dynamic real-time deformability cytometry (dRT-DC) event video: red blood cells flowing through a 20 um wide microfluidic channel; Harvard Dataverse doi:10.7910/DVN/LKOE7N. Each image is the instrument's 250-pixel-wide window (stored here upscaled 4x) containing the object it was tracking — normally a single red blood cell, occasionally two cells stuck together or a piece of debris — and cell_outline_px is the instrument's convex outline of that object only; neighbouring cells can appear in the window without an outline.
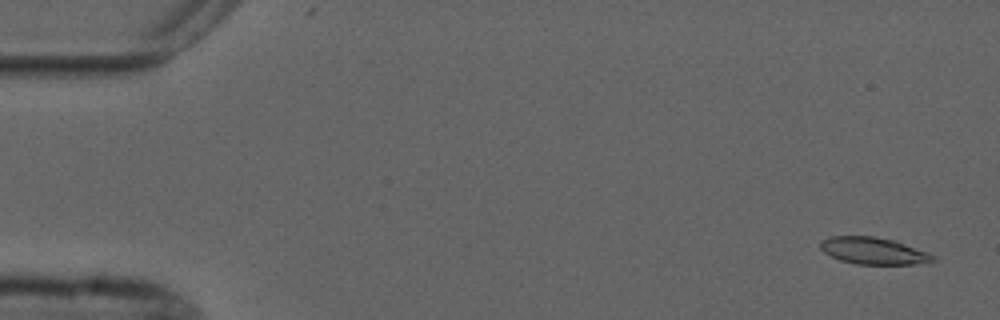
{"species": "common noctule bat (a hibernating species)", "species_latin": "Nyctalus noctula", "temperature_condition": "cold", "stored_images_in_passage": 5, "camera_frame_rate_fps": 3000, "um_per_image_px": 0.085, "animal": {"sex": "male", "forearm_length_mm": 52.5}, "frame": {"image": 1, "passage_image": 1, "time_ms": 0.0, "image_size_px": [1000, 320], "cell_outline_px": [[936, 260], [932, 264], [856, 264], [840, 260], [824, 252], [820, 248], [820, 240], [828, 236], [872, 236], [892, 240], [928, 252], [936, 256]], "centroid_in_image_um": [74.28, 21.33], "position_along_channel_um": 10.7, "area_um2": 17.8}}